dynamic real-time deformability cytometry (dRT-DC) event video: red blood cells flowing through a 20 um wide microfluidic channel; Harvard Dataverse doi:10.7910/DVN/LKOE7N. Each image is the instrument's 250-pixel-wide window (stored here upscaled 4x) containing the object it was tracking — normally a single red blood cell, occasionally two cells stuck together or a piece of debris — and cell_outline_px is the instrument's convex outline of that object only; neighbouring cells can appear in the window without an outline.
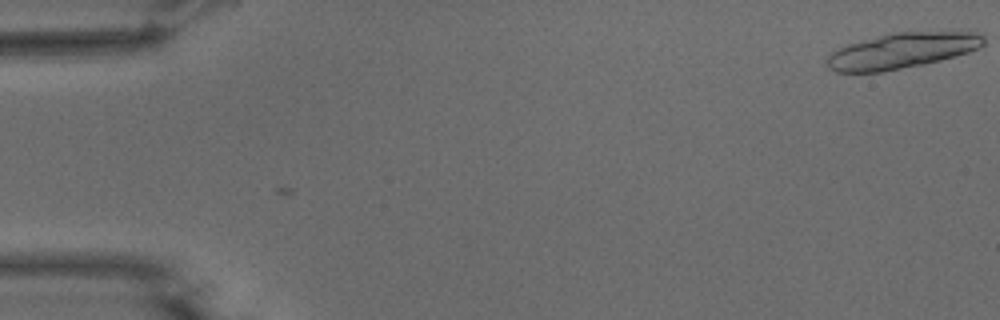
{"species": "common noctule bat (a hibernating species)", "species_latin": "Nyctalus noctula", "temperature_condition": "warm", "stored_images_in_passage": 2, "camera_frame_rate_fps": 3000, "um_per_image_px": 0.085, "animal": {"sex": "male", "body_mass_g": 15.6}, "frame": {"image": 1, "passage_image": 2, "time_ms": 0.333, "image_size_px": [1000, 320], "cell_outline_px": [[984, 44], [980, 48], [968, 52], [940, 60], [924, 64], [880, 72], [836, 72], [828, 68], [828, 56], [832, 52], [848, 44], [888, 32], [980, 32], [984, 36]], "centroid_in_image_um": [76.67, 4.3], "position_along_channel_um": 8.3, "area_um2": 32.37}}